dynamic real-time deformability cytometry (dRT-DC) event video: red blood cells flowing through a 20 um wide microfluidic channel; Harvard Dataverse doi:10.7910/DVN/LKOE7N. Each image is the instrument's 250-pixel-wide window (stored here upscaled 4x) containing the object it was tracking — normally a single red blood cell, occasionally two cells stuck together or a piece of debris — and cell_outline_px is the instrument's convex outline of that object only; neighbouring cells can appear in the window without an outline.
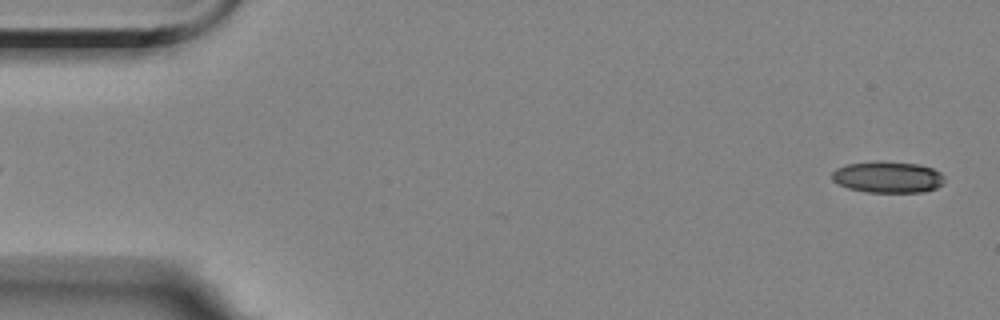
{"species": "Egyptian fruit bat (a non-hibernating species)", "species_latin": "Rousettus aegyptiacus", "temperature_condition": "room temperature", "stored_images_in_passage": 5, "segment_of_instrument_passage": [2, 2], "camera_frame_rate_fps": 3000, "um_per_image_px": 0.085, "animal": {"sex": "female"}, "frame": {"image": 1, "passage_image": 5, "time_ms": 5.333, "image_size_px": [1000, 320], "cell_outline_px": [[944, 184], [936, 188], [924, 192], [868, 192], [848, 188], [832, 180], [832, 172], [836, 168], [848, 164], [876, 160], [880, 160], [916, 164], [932, 168], [940, 172], [944, 176]], "centroid_in_image_um": [75.47, 15.04], "position_along_channel_um": 9.5, "area_um2": 20.75}}